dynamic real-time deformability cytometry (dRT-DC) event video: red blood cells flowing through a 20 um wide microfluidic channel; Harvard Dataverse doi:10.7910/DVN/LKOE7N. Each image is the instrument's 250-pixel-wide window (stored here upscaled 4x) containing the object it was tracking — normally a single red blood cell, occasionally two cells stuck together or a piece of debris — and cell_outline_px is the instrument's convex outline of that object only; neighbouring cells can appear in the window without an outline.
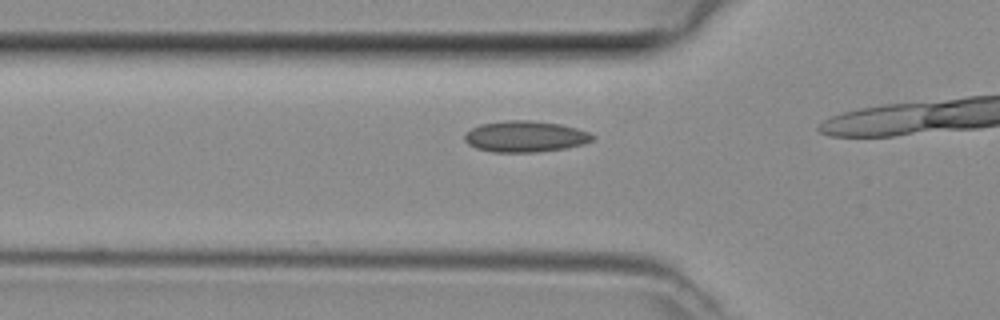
{"species": "common noctule bat (a hibernating species)", "species_latin": "Nyctalus noctula", "temperature_condition": "room temperature", "stored_images_in_passage": 8, "camera_frame_rate_fps": 3000, "um_per_image_px": 0.085, "animal": {"sex": "female", "body_mass_g": 29.2, "forearm_length_mm": 56.3}, "frame": {"image": 1, "passage_image": 6, "time_ms": 1.667, "image_size_px": [1000, 320], "cell_outline_px": [[596, 136], [592, 140], [584, 144], [564, 148], [536, 152], [492, 152], [476, 148], [468, 144], [464, 140], [464, 136], [472, 128], [480, 124], [504, 120], [528, 120], [560, 124], [576, 128], [588, 132]], "centroid_in_image_um": [44.63, 11.6], "position_along_channel_um": 81.2, "area_um2": 23.18}}